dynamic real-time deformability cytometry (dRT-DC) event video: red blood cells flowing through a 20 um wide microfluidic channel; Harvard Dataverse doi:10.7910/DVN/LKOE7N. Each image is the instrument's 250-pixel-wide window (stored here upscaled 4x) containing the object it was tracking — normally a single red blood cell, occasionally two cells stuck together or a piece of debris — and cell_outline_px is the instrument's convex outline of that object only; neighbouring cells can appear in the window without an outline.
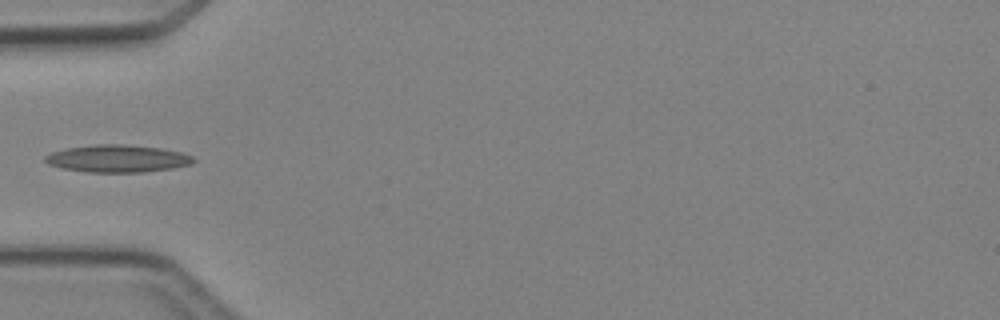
{"species": "Egyptian fruit bat (a non-hibernating species)", "species_latin": "Rousettus aegyptiacus", "temperature_condition": "cold", "stored_images_in_passage": 5, "camera_frame_rate_fps": 3000, "um_per_image_px": 0.085, "animal": {"sex": "female"}, "frame": {"image": 1, "passage_image": 5, "time_ms": 4.667, "image_size_px": [1000, 320], "cell_outline_px": [[196, 160], [192, 164], [172, 168], [144, 172], [88, 172], [64, 168], [48, 164], [44, 160], [44, 156], [52, 152], [68, 148], [96, 144], [120, 144], [160, 148], [180, 152], [192, 156]], "centroid_in_image_um": [10.0, 13.48], "position_along_channel_um": 75.0, "area_um2": 23.47}}